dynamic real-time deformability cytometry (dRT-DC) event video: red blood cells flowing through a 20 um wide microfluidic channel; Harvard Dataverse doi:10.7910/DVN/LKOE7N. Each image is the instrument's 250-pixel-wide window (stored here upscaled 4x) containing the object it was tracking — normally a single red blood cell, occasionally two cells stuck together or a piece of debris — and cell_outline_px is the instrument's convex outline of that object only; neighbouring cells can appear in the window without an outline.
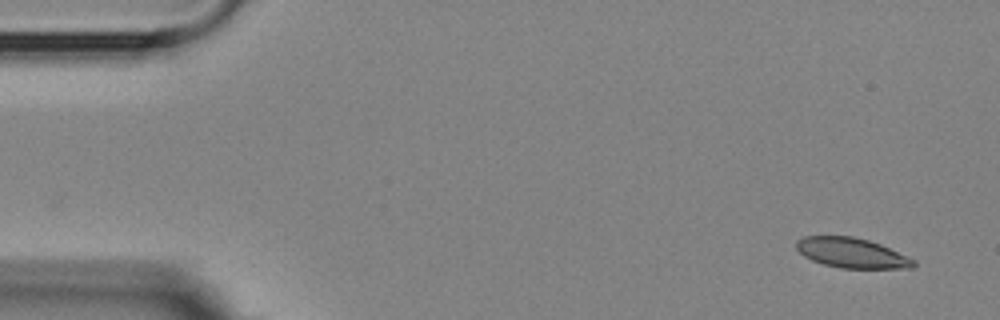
{"species": "Egyptian fruit bat (a non-hibernating species)", "species_latin": "Rousettus aegyptiacus", "temperature_condition": "room temperature", "stored_images_in_passage": 5, "camera_frame_rate_fps": 3000, "um_per_image_px": 0.085, "animal": {"sex": "female"}, "frame": {"image": 1, "passage_image": 1, "time_ms": 0.0, "image_size_px": [1000, 320], "cell_outline_px": [[916, 264], [912, 268], [840, 268], [824, 264], [812, 260], [804, 256], [796, 248], [796, 240], [804, 236], [852, 236], [868, 240], [880, 244], [916, 260]], "centroid_in_image_um": [72.39, 21.49], "position_along_channel_um": 12.6, "area_um2": 20.4}}
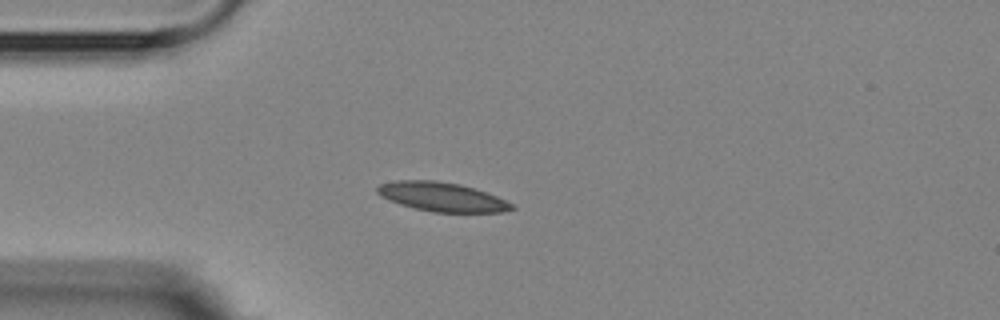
{"frame": {"image": 2, "passage_image": 4, "time_ms": 3.667, "image_size_px": [1000, 320], "cell_outline_px": [[516, 208], [500, 212], [432, 212], [400, 204], [380, 196], [376, 192], [376, 188], [380, 184], [396, 180], [436, 180], [460, 184], [496, 196], [512, 204]], "centroid_in_image_um": [37.52, 16.73], "position_along_channel_um": 47.5, "area_um2": 22.54}}